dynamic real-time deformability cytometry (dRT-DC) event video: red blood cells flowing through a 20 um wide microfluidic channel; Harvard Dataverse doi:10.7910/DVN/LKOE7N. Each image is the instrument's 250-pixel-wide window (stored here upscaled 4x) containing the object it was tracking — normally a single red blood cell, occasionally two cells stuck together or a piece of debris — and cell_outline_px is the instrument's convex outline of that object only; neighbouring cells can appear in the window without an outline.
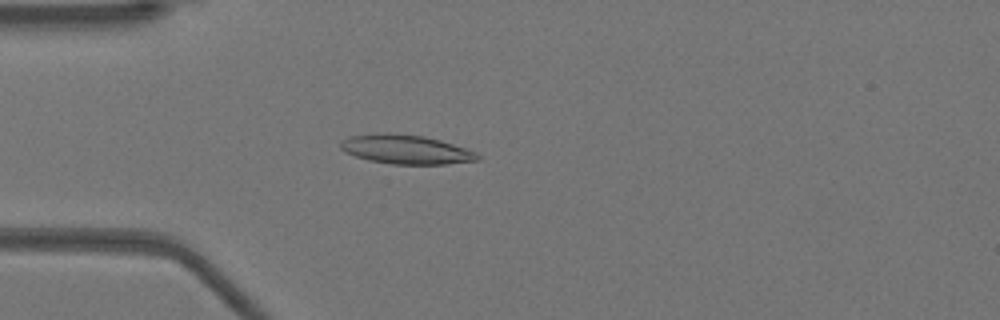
{"species": "Egyptian fruit bat (a non-hibernating species)", "species_latin": "Rousettus aegyptiacus", "temperature_condition": "warm", "stored_images_in_passage": 43, "camera_frame_rate_fps": 3000, "um_per_image_px": 0.085, "animal": {"sex": "female"}, "frame": {"image": 1, "passage_image": 13, "time_ms": 4.0, "image_size_px": [1000, 320], "cell_outline_px": [[480, 160], [444, 164], [392, 164], [368, 160], [344, 152], [340, 148], [340, 140], [352, 136], [388, 132], [424, 136], [440, 140], [476, 152], [480, 156]], "centroid_in_image_um": [34.48, 12.7], "position_along_channel_um": 50.5, "area_um2": 23.18}}
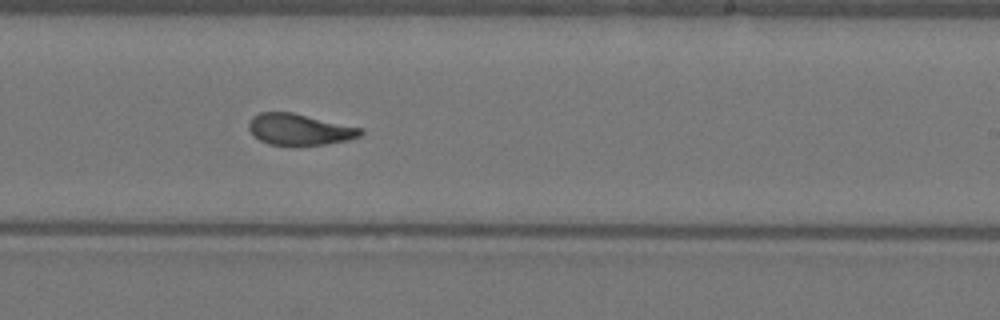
{"frame": {"image": 2, "passage_image": 30, "time_ms": 9.667, "image_size_px": [1000, 320], "cell_outline_px": [[364, 132], [360, 136], [348, 140], [328, 144], [268, 144], [260, 140], [248, 128], [248, 120], [252, 116], [260, 112], [292, 112], [364, 128]], "centroid_in_image_um": [25.48, 10.98], "position_along_channel_um": 263.5, "area_um2": 20.29}}
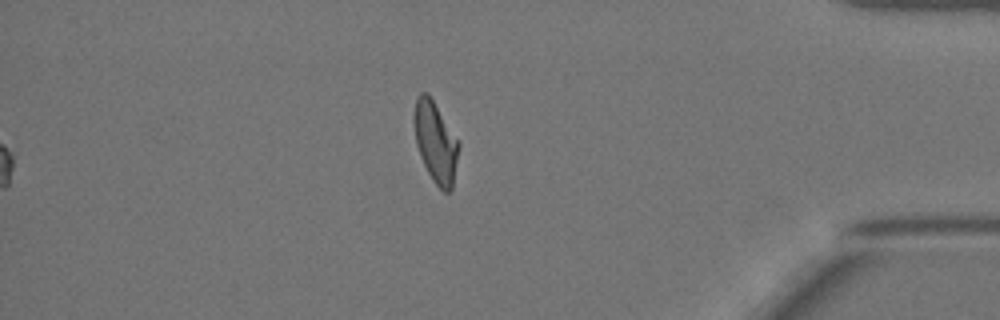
{"frame": {"image": 3, "passage_image": 43, "time_ms": 14.0, "image_size_px": [1000, 320], "cell_outline_px": [[460, 144], [452, 188], [448, 192], [444, 192], [432, 180], [420, 156], [416, 144], [416, 96], [420, 92], [428, 92]], "centroid_in_image_um": [37.05, 12.11], "position_along_channel_um": 398.2, "area_um2": 20.35}, "authors_computed_cell_mechanics": {"area_um2": 21.7906, "velocity_mm_per_s": 3.9383, "shape_relaxation_time_tau1_ms": null, "shape_relaxation_time_tau2_ms": 1.5447, "deformation_change_tau1": null, "deformation_change_tau2": 0.0775}}